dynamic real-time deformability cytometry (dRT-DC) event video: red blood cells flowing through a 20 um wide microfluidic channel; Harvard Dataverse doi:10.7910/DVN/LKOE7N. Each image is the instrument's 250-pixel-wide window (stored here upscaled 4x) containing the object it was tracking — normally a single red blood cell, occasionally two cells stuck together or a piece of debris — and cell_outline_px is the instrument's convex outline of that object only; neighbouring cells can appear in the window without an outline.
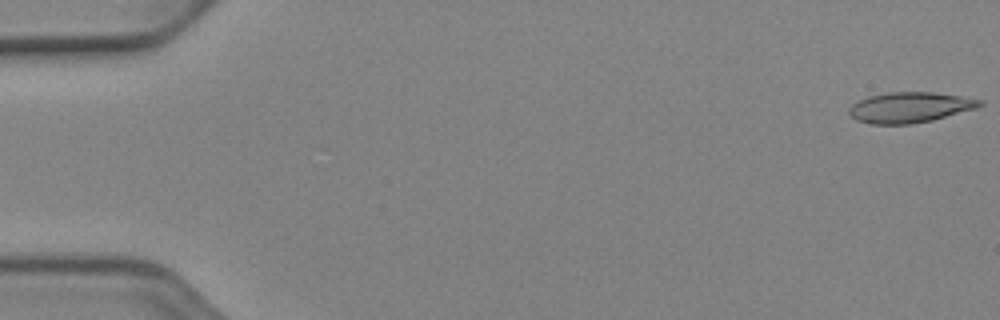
{"species": "Egyptian fruit bat (a non-hibernating species)", "species_latin": "Rousettus aegyptiacus", "temperature_condition": "cold", "stored_images_in_passage": 27, "camera_frame_rate_fps": 3000, "um_per_image_px": 0.085, "animal": {"sex": "female"}, "frame": {"image": 1, "passage_image": 1, "time_ms": 0.0, "image_size_px": [1000, 320], "cell_outline_px": [[984, 104], [976, 108], [932, 120], [912, 124], [872, 124], [856, 120], [848, 112], [848, 108], [852, 104], [868, 96], [888, 92], [936, 92], [984, 100]], "centroid_in_image_um": [77.34, 9.12], "position_along_channel_um": 7.7, "area_um2": 23.24}}
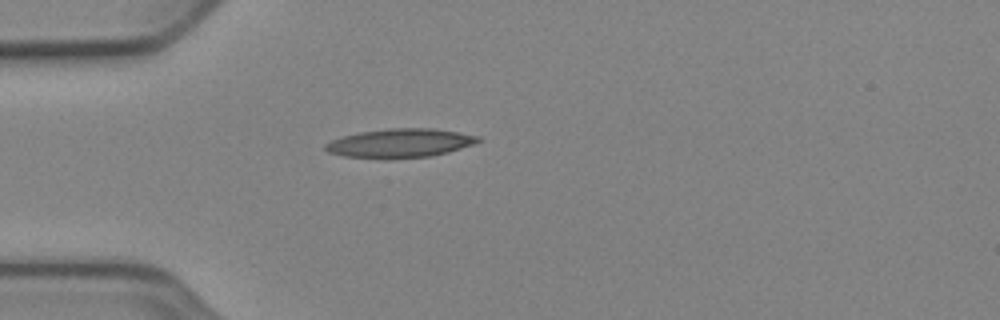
{"frame": {"image": 2, "passage_image": 15, "time_ms": 4.667, "image_size_px": [1000, 320], "cell_outline_px": [[484, 140], [476, 144], [448, 152], [432, 156], [344, 156], [328, 152], [324, 148], [324, 144], [332, 140], [344, 136], [360, 132], [388, 128], [432, 128], [480, 136]], "centroid_in_image_um": [34.09, 12.12], "position_along_channel_um": 50.9, "area_um2": 24.85}}
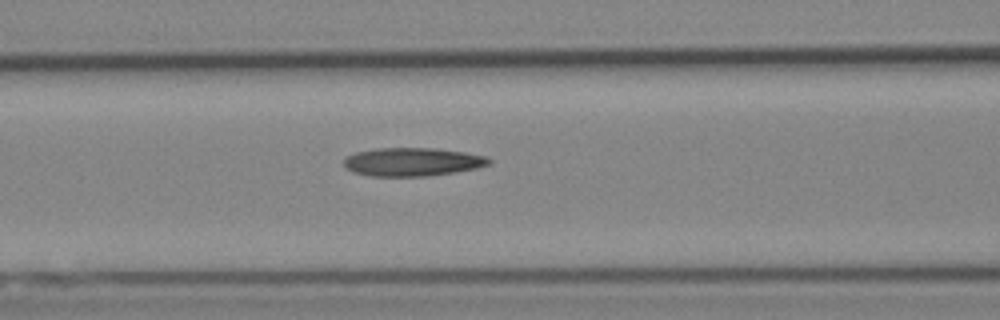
{"frame": {"image": 3, "passage_image": 22, "time_ms": 7.0, "image_size_px": [1000, 320], "cell_outline_px": [[492, 164], [476, 168], [456, 172], [428, 176], [372, 176], [352, 172], [344, 168], [344, 160], [348, 156], [356, 152], [376, 148], [432, 148], [464, 152], [488, 156], [492, 160]], "centroid_in_image_um": [35.08, 13.76], "position_along_channel_um": 131.5, "area_um2": 24.16}}